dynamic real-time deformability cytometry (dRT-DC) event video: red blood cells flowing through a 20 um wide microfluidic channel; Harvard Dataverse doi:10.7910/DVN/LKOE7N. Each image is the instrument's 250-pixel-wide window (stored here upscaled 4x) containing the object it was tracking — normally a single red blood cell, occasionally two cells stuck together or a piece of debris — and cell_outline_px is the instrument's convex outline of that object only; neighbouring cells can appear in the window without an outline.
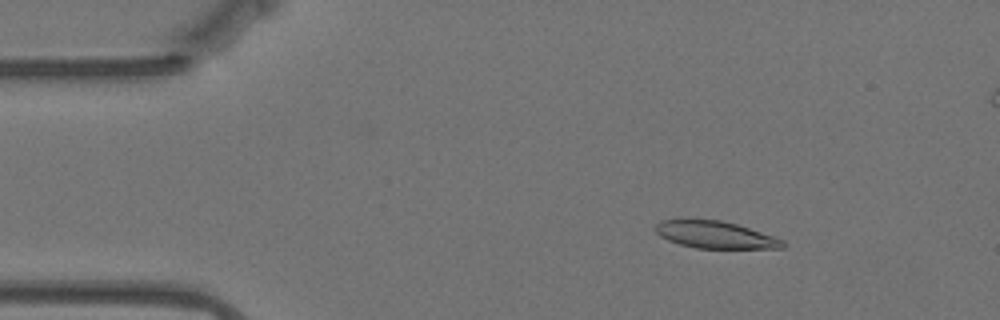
{"species": "Egyptian fruit bat (a non-hibernating species)", "species_latin": "Rousettus aegyptiacus", "temperature_condition": "warm", "stored_images_in_passage": 58, "segment_of_instrument_passage": [1, 2], "camera_frame_rate_fps": 3000, "um_per_image_px": 0.085, "animal": {"sex": "female"}, "frame": {"image": 1, "passage_image": 8, "time_ms": 2.333, "image_size_px": [1000, 320], "cell_outline_px": [[788, 244], [784, 248], [696, 248], [680, 244], [668, 240], [660, 236], [652, 228], [660, 220], [688, 216], [720, 220], [736, 224], [784, 240]], "centroid_in_image_um": [60.69, 19.91], "position_along_channel_um": 24.3, "area_um2": 20.81}}
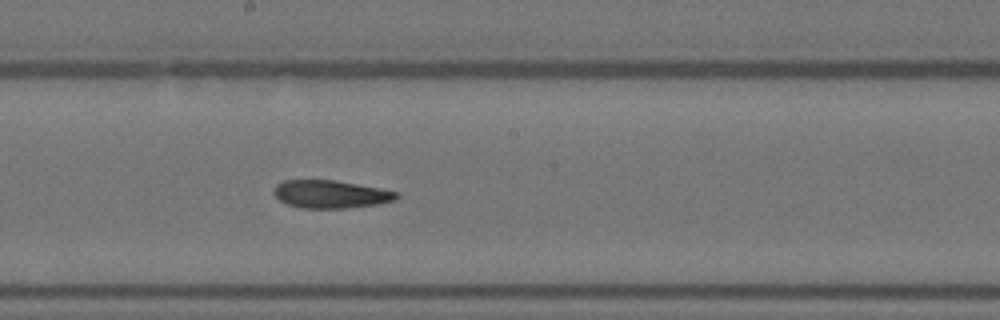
{"frame": {"image": 2, "passage_image": 30, "time_ms": 9.667, "image_size_px": [1000, 320], "cell_outline_px": [[400, 196], [396, 200], [380, 204], [348, 208], [300, 208], [288, 204], [280, 200], [272, 192], [276, 184], [284, 180], [336, 180], [380, 188], [400, 192]], "centroid_in_image_um": [28.15, 16.51], "position_along_channel_um": 220.1, "area_um2": 20.17}}
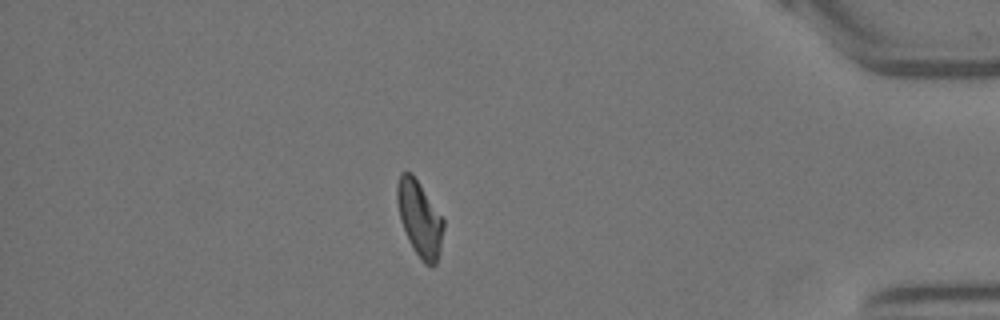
{"frame": {"image": 3, "passage_image": 49, "time_ms": 16.0, "image_size_px": [1000, 320], "cell_outline_px": [[444, 228], [440, 248], [436, 264], [432, 268], [424, 264], [408, 240], [400, 220], [396, 200], [396, 184], [400, 172], [412, 172], [444, 220]], "centroid_in_image_um": [35.64, 18.57], "position_along_channel_um": 399.6, "area_um2": 20.46}}